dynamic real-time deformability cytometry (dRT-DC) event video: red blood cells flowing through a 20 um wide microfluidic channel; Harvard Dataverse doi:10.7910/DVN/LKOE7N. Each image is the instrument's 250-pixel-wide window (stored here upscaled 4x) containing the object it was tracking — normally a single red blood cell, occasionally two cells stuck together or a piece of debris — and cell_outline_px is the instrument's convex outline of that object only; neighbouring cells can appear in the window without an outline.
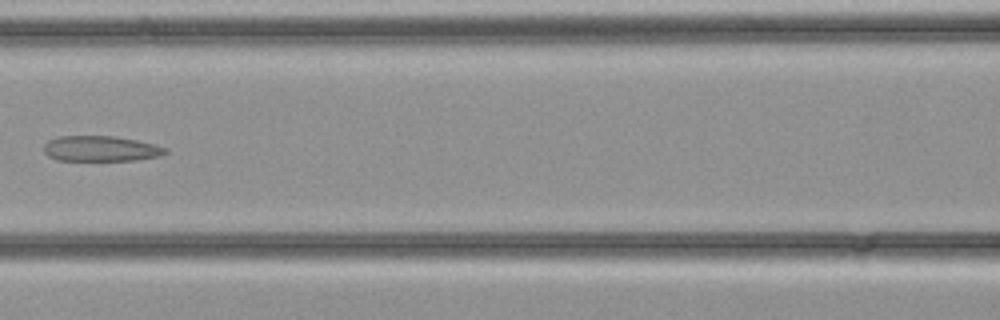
{"species": "common noctule bat (a hibernating species)", "species_latin": "Nyctalus noctula", "temperature_condition": "cold", "stored_images_in_passage": 37, "camera_frame_rate_fps": 3000, "um_per_image_px": 0.085, "animal": {"sex": "female", "body_mass_g": 21.9}, "frame": {"image": 1, "passage_image": 16, "time_ms": 5.0, "image_size_px": [1000, 320], "cell_outline_px": [[168, 152], [160, 156], [136, 160], [56, 160], [48, 156], [44, 152], [44, 144], [48, 140], [56, 136], [116, 136], [136, 140], [168, 148]], "centroid_in_image_um": [8.54, 12.63], "position_along_channel_um": 158.1, "area_um2": 18.09}}
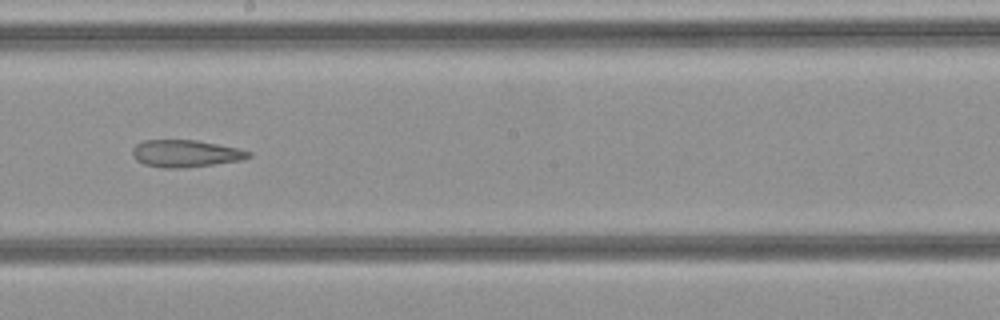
{"frame": {"image": 2, "passage_image": 20, "time_ms": 6.333, "image_size_px": [1000, 320], "cell_outline_px": [[252, 156], [240, 160], [212, 164], [176, 168], [160, 168], [144, 164], [136, 160], [132, 156], [132, 148], [136, 144], [144, 140], [196, 140], [236, 148], [252, 152]], "centroid_in_image_um": [15.72, 13.04], "position_along_channel_um": 232.5, "area_um2": 18.21}}
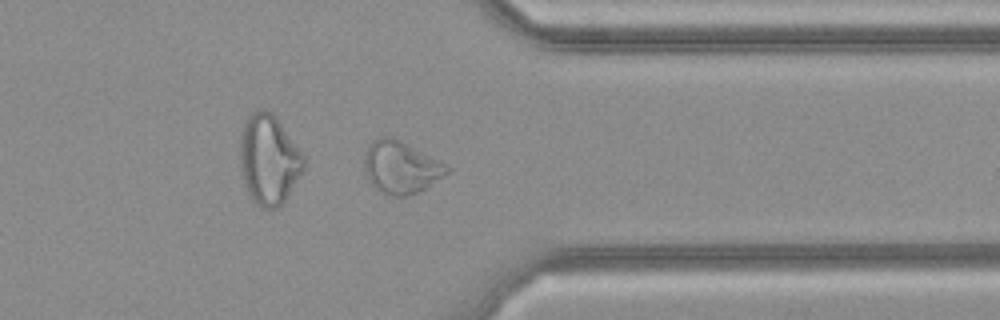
{"frame": {"image": 3, "passage_image": 28, "time_ms": 9.0, "image_size_px": [1000, 320], "cell_outline_px": [[452, 168], [444, 176], [424, 188], [408, 196], [392, 196], [384, 192], [372, 184], [368, 180], [364, 168], [364, 156], [368, 148], [376, 140], [384, 136], [392, 136], [448, 164]], "centroid_in_image_um": [34.11, 14.21], "position_along_channel_um": 377.3, "area_um2": 24.85}}